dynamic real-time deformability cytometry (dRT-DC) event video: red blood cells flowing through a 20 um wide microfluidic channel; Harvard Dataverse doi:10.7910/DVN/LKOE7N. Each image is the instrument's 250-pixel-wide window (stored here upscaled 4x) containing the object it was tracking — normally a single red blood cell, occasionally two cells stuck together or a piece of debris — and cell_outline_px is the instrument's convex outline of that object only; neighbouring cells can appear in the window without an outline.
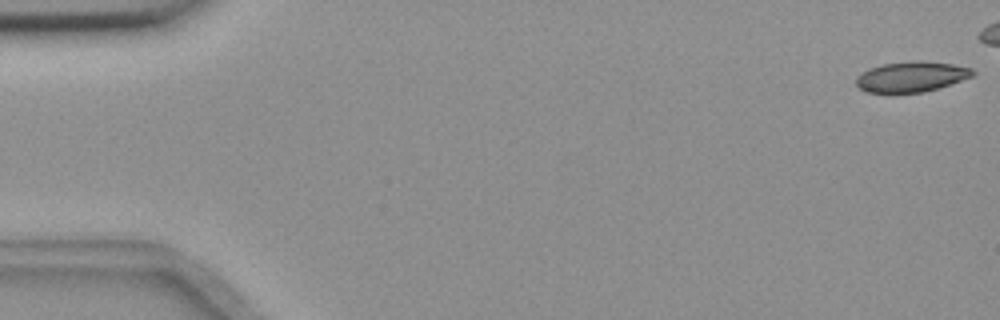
{"species": "common noctule bat (a hibernating species)", "species_latin": "Nyctalus noctula", "temperature_condition": "room temperature", "stored_images_in_passage": 46, "camera_frame_rate_fps": 3000, "um_per_image_px": 0.085, "animal": {"sex": "female", "body_mass_g": 18.4}, "frame": {"image": 1, "passage_image": 1, "time_ms": 0.0, "image_size_px": [1000, 320], "cell_outline_px": [[976, 76], [924, 92], [864, 92], [856, 84], [856, 76], [872, 68], [884, 64], [916, 60], [920, 60], [952, 64], [972, 68], [976, 72]], "centroid_in_image_um": [77.52, 6.51], "position_along_channel_um": 7.5, "area_um2": 20.52}}
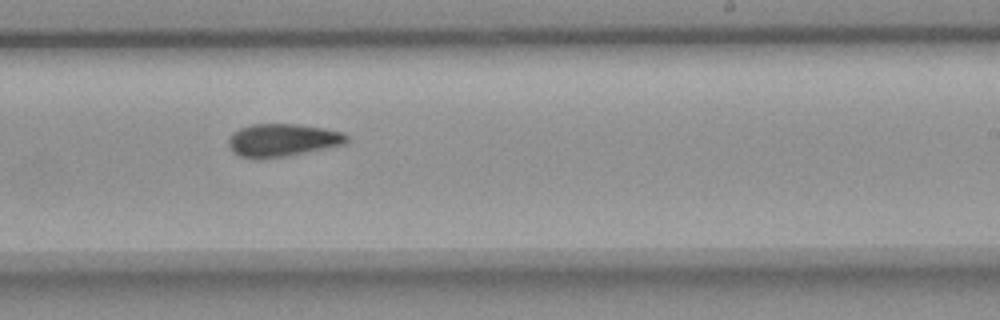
{"frame": {"image": 2, "passage_image": 34, "time_ms": 11.0, "image_size_px": [1000, 320], "cell_outline_px": [[348, 140], [344, 144], [288, 156], [260, 160], [256, 160], [240, 156], [232, 152], [228, 144], [228, 140], [232, 132], [240, 128], [252, 124], [296, 124], [324, 128], [344, 132], [348, 136]], "centroid_in_image_um": [23.97, 11.92], "position_along_channel_um": 265.0, "area_um2": 22.89}}
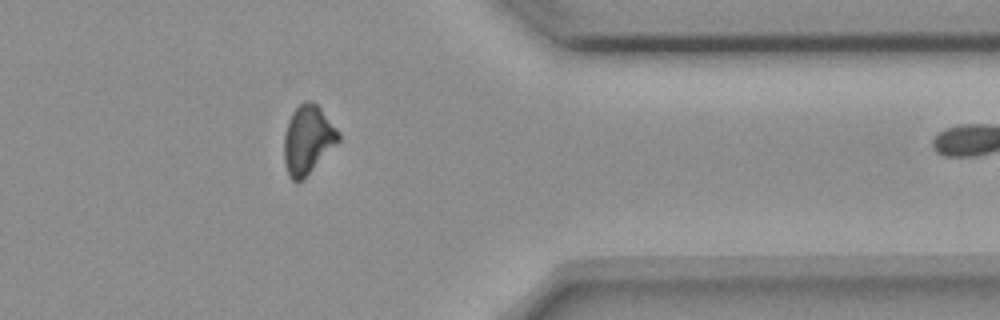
{"frame": {"image": 3, "passage_image": 45, "time_ms": 14.667, "image_size_px": [1000, 320], "cell_outline_px": [[340, 140], [304, 180], [296, 184], [288, 176], [284, 164], [284, 132], [288, 120], [292, 112], [304, 100], [308, 100], [316, 104], [320, 108], [340, 132]], "centroid_in_image_um": [26.14, 11.92], "position_along_channel_um": 385.3, "area_um2": 22.08}}